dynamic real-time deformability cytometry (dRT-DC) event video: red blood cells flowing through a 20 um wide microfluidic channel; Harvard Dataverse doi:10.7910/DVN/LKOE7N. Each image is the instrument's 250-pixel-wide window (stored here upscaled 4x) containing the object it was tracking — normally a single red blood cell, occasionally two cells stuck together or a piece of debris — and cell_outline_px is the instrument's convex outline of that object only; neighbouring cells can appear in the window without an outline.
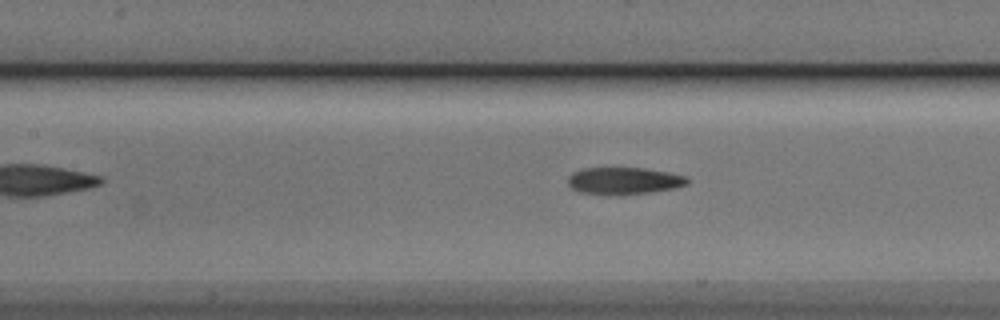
{"species": "Egyptian fruit bat (a non-hibernating species)", "species_latin": "Rousettus aegyptiacus", "temperature_condition": "cold", "stored_images_in_passage": 10, "camera_frame_rate_fps": 3000, "um_per_image_px": 0.085, "animal": {"sex": "male"}, "frame": {"image": 1, "passage_image": 7, "time_ms": 2.0, "image_size_px": [1000, 320], "cell_outline_px": [[688, 184], [672, 188], [648, 192], [620, 196], [580, 192], [572, 188], [568, 184], [568, 176], [572, 172], [580, 168], [644, 168], [668, 172], [684, 176], [688, 180]], "centroid_in_image_um": [52.97, 15.37], "position_along_channel_um": 154.4, "area_um2": 18.84}}